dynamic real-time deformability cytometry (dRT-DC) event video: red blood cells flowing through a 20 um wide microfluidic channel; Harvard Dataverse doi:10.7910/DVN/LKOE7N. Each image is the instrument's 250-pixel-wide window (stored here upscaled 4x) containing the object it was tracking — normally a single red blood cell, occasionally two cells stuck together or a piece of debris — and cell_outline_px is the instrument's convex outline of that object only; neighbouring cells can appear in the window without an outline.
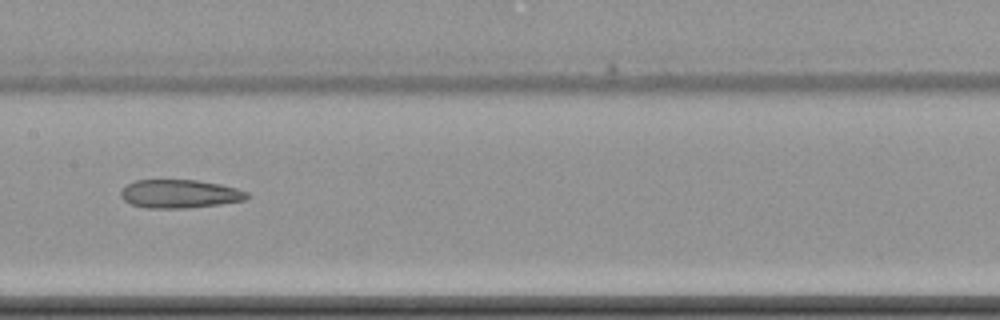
{"species": "common noctule bat (a hibernating species)", "species_latin": "Nyctalus noctula", "temperature_condition": "cold", "stored_images_in_passage": 13, "camera_frame_rate_fps": 3000, "um_per_image_px": 0.085, "animal": {"sex": "female", "body_mass_g": 22.7, "forearm_length_mm": 54.2}, "frame": {"image": 1, "passage_image": 8, "time_ms": 10.667, "image_size_px": [1000, 320], "cell_outline_px": [[252, 196], [244, 200], [220, 204], [184, 208], [148, 208], [132, 204], [124, 200], [120, 196], [120, 192], [128, 184], [136, 180], [196, 180], [220, 184], [236, 188], [248, 192]], "centroid_in_image_um": [15.3, 16.47], "position_along_channel_um": 192.1, "area_um2": 20.81}}
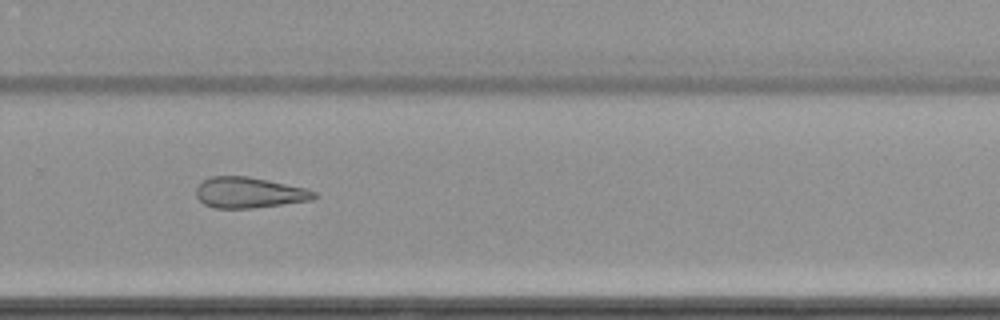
{"frame": {"image": 2, "passage_image": 11, "time_ms": 14.0, "image_size_px": [1000, 320], "cell_outline_px": [[320, 196], [312, 200], [252, 208], [212, 208], [204, 204], [196, 196], [196, 188], [204, 180], [212, 176], [248, 176], [268, 180], [304, 188], [316, 192]], "centroid_in_image_um": [21.18, 16.37], "position_along_channel_um": 308.6, "area_um2": 21.1}}
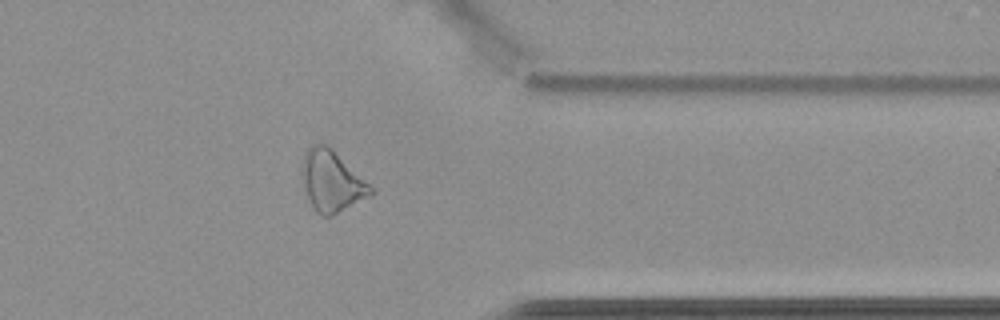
{"frame": {"image": 3, "passage_image": 13, "time_ms": 16.333, "image_size_px": [1000, 320], "cell_outline_px": [[376, 192], [372, 196], [332, 216], [320, 216], [312, 208], [300, 176], [304, 152], [312, 144], [328, 144]], "centroid_in_image_um": [28.17, 15.42], "position_along_channel_um": 383.2, "area_um2": 24.57}, "authors_computed_cell_mechanics": {"area_um2": 22.831, "velocity_mm_per_s": 3.5117, "shape_relaxation_time_tau1_ms": null, "shape_relaxation_time_tau2_ms": 4.1307, "deformation_change_tau1": null, "deformation_change_tau2": 0.1311}}